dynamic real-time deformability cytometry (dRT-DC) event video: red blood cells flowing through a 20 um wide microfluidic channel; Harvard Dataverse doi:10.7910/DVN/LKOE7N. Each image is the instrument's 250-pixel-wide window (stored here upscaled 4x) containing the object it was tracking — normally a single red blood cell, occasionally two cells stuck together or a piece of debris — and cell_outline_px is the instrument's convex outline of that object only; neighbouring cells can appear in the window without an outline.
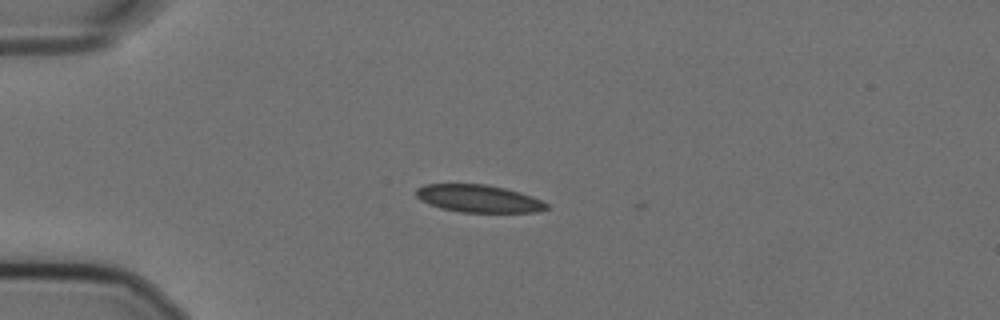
{"species": "Egyptian fruit bat (a non-hibernating species)", "species_latin": "Rousettus aegyptiacus", "temperature_condition": "cold", "stored_images_in_passage": 7, "camera_frame_rate_fps": 3000, "um_per_image_px": 0.085, "animal": {"sex": "female"}, "frame": {"image": 1, "passage_image": 1, "time_ms": 0.0, "image_size_px": [1000, 320], "cell_outline_px": [[548, 208], [536, 212], [460, 212], [440, 208], [420, 200], [416, 196], [416, 188], [424, 184], [484, 184], [504, 188], [520, 192], [532, 196], [548, 204]], "centroid_in_image_um": [40.65, 16.88], "position_along_channel_um": 44.3, "area_um2": 20.87}}
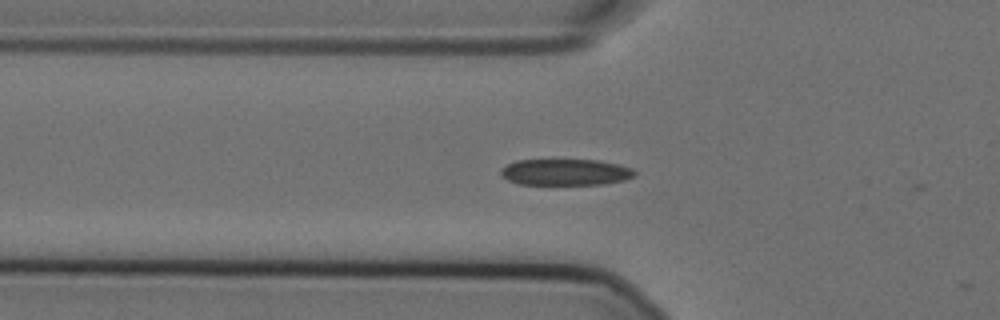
{"frame": {"image": 2, "passage_image": 6, "time_ms": 1.667, "image_size_px": [1000, 320], "cell_outline_px": [[636, 176], [624, 180], [604, 184], [520, 184], [508, 180], [500, 172], [508, 164], [516, 160], [596, 160], [616, 164], [632, 168], [636, 172]], "centroid_in_image_um": [48.11, 14.63], "position_along_channel_um": 77.7, "area_um2": 20.29}}